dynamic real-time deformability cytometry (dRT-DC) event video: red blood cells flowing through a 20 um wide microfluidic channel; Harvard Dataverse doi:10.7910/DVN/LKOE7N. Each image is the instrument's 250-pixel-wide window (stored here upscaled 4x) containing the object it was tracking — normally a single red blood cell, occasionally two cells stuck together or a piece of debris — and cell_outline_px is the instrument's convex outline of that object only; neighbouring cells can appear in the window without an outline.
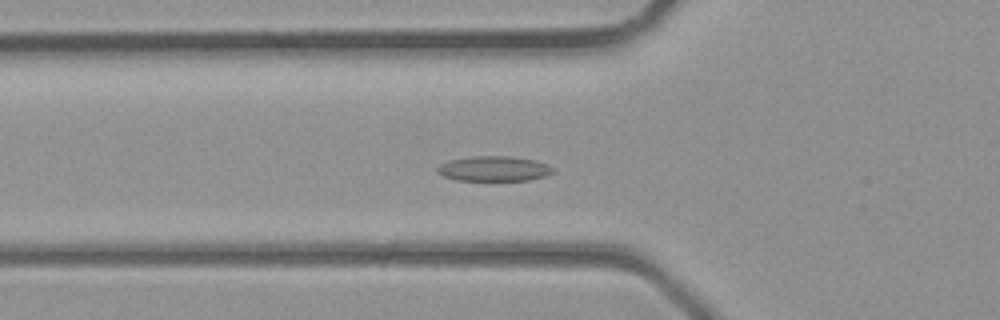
{"species": "common noctule bat (a hibernating species)", "species_latin": "Nyctalus noctula", "temperature_condition": "room temperature", "stored_images_in_passage": 30, "camera_frame_rate_fps": 3000, "um_per_image_px": 0.085, "animal": {"sex": "male", "body_mass_g": 23.1, "forearm_length_mm": 52.7}, "frame": {"image": 1, "passage_image": 5, "time_ms": 1.333, "image_size_px": [1000, 320], "cell_outline_px": [[556, 168], [552, 172], [544, 176], [528, 180], [456, 180], [444, 176], [436, 172], [436, 168], [440, 164], [452, 160], [472, 156], [512, 156], [536, 160]], "centroid_in_image_um": [41.99, 14.33], "position_along_channel_um": 83.8, "area_um2": 16.82}}
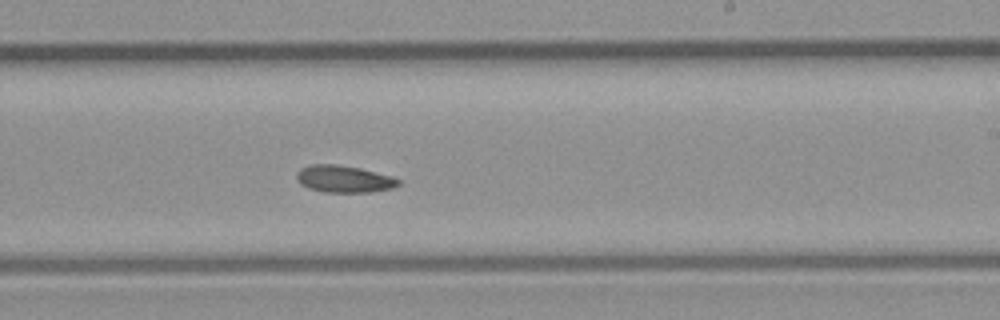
{"frame": {"image": 2, "passage_image": 15, "time_ms": 4.667, "image_size_px": [1000, 320], "cell_outline_px": [[400, 184], [392, 188], [372, 192], [324, 192], [308, 188], [300, 184], [296, 176], [296, 172], [300, 168], [308, 164], [336, 164], [360, 168], [392, 176], [400, 180]], "centroid_in_image_um": [29.21, 15.21], "position_along_channel_um": 259.8, "area_um2": 16.18}}
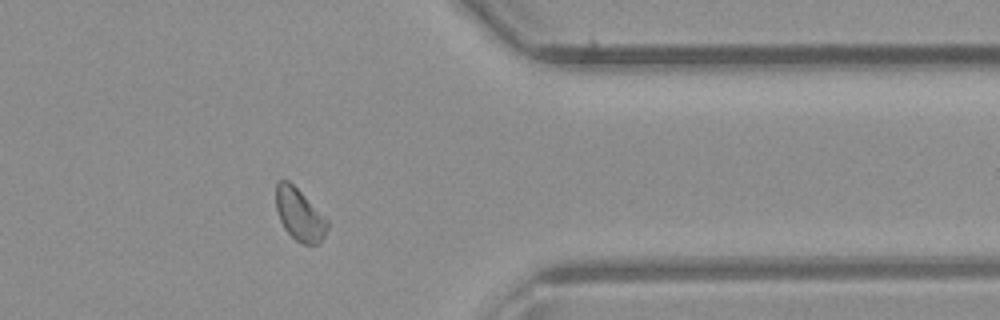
{"frame": {"image": 3, "passage_image": 23, "time_ms": 7.333, "image_size_px": [1000, 320], "cell_outline_px": [[328, 228], [324, 236], [316, 244], [300, 244], [284, 228], [280, 220], [276, 208], [276, 180], [288, 180], [328, 220]], "centroid_in_image_um": [25.44, 18.24], "position_along_channel_um": 386.0, "area_um2": 15.32}}